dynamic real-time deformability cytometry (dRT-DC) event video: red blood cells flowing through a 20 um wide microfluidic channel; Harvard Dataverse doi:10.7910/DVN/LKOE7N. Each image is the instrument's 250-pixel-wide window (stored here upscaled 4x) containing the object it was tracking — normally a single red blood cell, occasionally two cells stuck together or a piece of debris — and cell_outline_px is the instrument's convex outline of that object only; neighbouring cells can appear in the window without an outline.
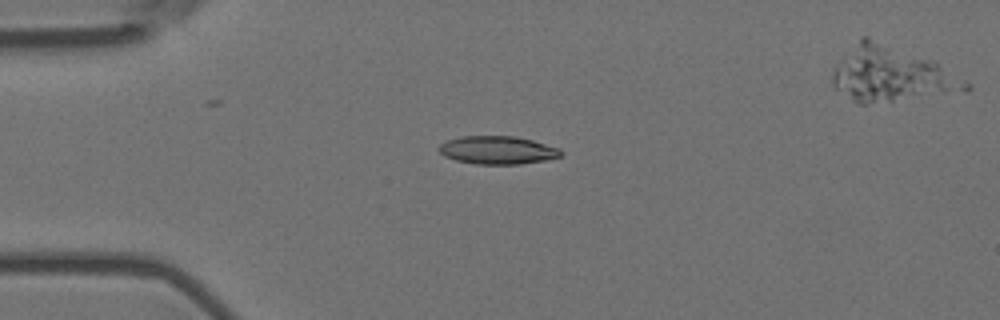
{"species": "Egyptian fruit bat (a non-hibernating species)", "species_latin": "Rousettus aegyptiacus", "temperature_condition": "room temperature", "stored_images_in_passage": 9, "camera_frame_rate_fps": 3000, "um_per_image_px": 0.085, "animal": {"sex": "female"}, "frame": {"image": 1, "passage_image": 3, "time_ms": 0.667, "image_size_px": [1000, 320], "cell_outline_px": [[564, 152], [560, 156], [544, 160], [520, 164], [476, 164], [456, 160], [444, 156], [440, 152], [440, 144], [448, 140], [460, 136], [516, 136], [532, 140], [560, 148]], "centroid_in_image_um": [42.31, 12.75], "position_along_channel_um": 42.7, "area_um2": 19.88}}
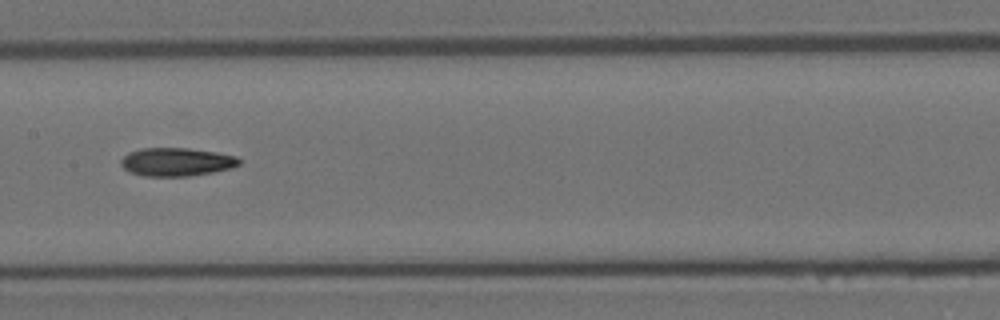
{"frame": {"image": 2, "passage_image": 7, "time_ms": 2.0, "image_size_px": [1000, 320], "cell_outline_px": [[240, 164], [232, 168], [212, 172], [188, 176], [144, 176], [132, 172], [124, 168], [120, 164], [120, 160], [128, 152], [140, 148], [188, 148], [216, 152], [236, 156], [240, 160]], "centroid_in_image_um": [15.0, 13.75], "position_along_channel_um": 192.4, "area_um2": 19.48}}
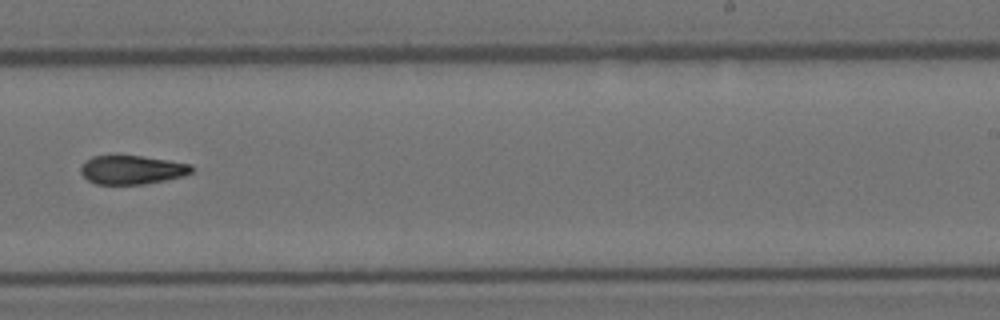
{"frame": {"image": 3, "passage_image": 9, "time_ms": 2.667, "image_size_px": [1000, 320], "cell_outline_px": [[192, 172], [184, 176], [144, 184], [96, 184], [88, 180], [80, 172], [80, 168], [84, 160], [92, 156], [140, 156], [168, 160], [192, 164]], "centroid_in_image_um": [11.2, 14.43], "position_along_channel_um": 277.8, "area_um2": 18.55}}